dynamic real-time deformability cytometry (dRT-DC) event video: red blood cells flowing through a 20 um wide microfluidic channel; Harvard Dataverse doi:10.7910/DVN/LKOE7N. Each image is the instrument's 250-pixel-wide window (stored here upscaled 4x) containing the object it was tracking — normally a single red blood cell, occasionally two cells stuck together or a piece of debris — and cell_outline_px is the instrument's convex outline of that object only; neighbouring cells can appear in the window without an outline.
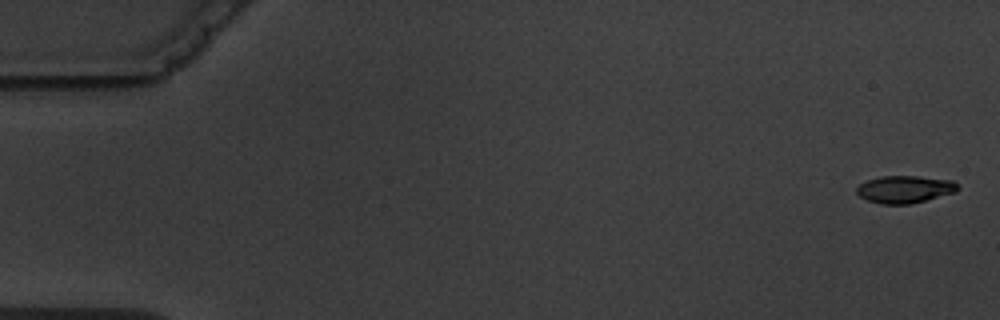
{"species": "common noctule bat (a hibernating species)", "species_latin": "Nyctalus noctula", "temperature_condition": "warm", "stored_images_in_passage": 7, "camera_frame_rate_fps": 3000, "um_per_image_px": 0.085, "animal": {"sex": "male", "body_mass_g": 19.5, "forearm_length_mm": 54.6}, "frame": {"image": 1, "passage_image": 1, "time_ms": 0.0, "image_size_px": [1000, 320], "cell_outline_px": [[960, 188], [956, 192], [912, 204], [880, 204], [868, 200], [860, 196], [856, 192], [856, 188], [860, 184], [868, 180], [880, 176], [916, 176], [952, 180]], "centroid_in_image_um": [76.91, 16.09], "position_along_channel_um": 8.1, "area_um2": 16.13}}
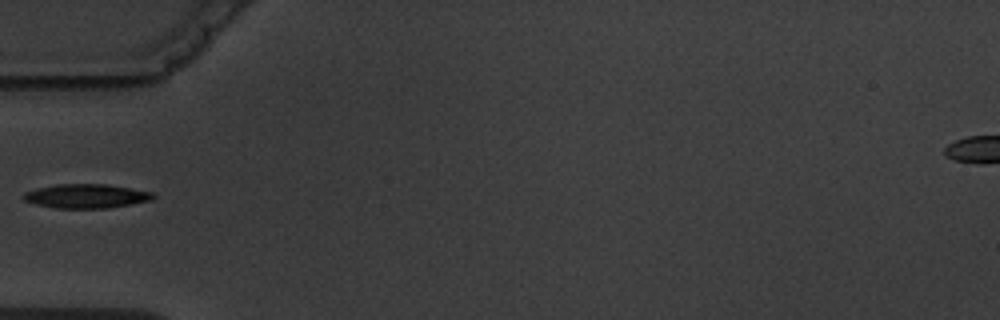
{"frame": {"image": 2, "passage_image": 6, "time_ms": 6.0, "image_size_px": [1000, 320], "cell_outline_px": [[156, 196], [152, 200], [108, 208], [56, 208], [36, 204], [24, 200], [20, 196], [24, 192], [36, 188], [56, 184], [108, 184], [132, 188], [152, 192]], "centroid_in_image_um": [7.31, 16.66], "position_along_channel_um": 77.7, "area_um2": 18.32}}
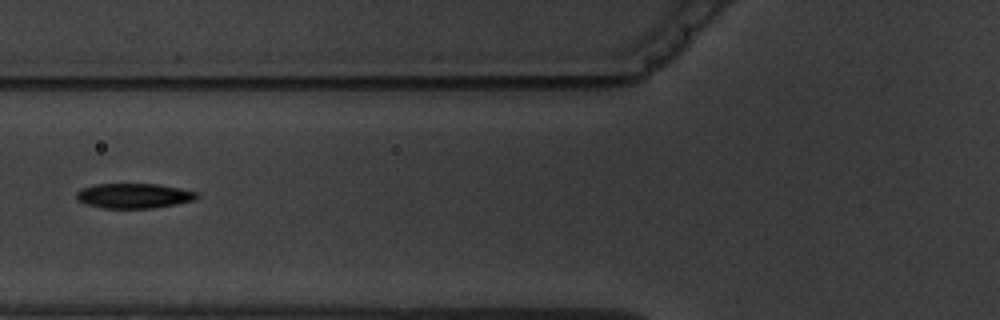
{"frame": {"image": 3, "passage_image": 7, "time_ms": 7.0, "image_size_px": [1000, 320], "cell_outline_px": [[200, 196], [196, 200], [176, 204], [152, 208], [104, 208], [84, 204], [76, 200], [76, 192], [80, 188], [96, 184], [160, 184], [180, 188], [196, 192]], "centroid_in_image_um": [11.36, 16.64], "position_along_channel_um": 114.4, "area_um2": 17.69}}